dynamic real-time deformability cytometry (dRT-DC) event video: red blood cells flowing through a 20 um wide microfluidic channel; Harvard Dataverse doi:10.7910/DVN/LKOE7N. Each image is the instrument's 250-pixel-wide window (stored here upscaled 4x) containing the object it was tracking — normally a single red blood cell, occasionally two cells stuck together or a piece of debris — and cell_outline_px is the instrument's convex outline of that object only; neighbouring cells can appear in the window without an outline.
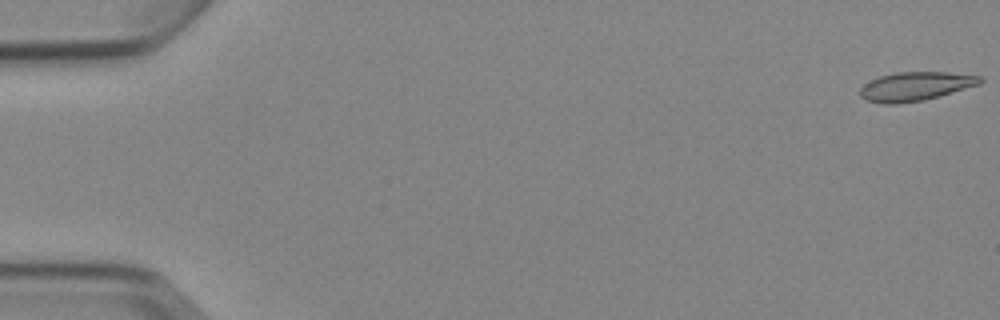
{"species": "Egyptian fruit bat (a non-hibernating species)", "species_latin": "Rousettus aegyptiacus", "temperature_condition": "cold", "stored_images_in_passage": 4, "camera_frame_rate_fps": 3000, "um_per_image_px": 0.085, "animal": {"sex": "female"}, "frame": {"image": 1, "passage_image": 1, "time_ms": 0.0, "image_size_px": [1000, 320], "cell_outline_px": [[984, 80], [980, 84], [940, 96], [924, 100], [892, 104], [884, 104], [864, 100], [860, 96], [860, 88], [864, 84], [880, 76], [896, 72], [948, 72], [980, 76]], "centroid_in_image_um": [77.81, 7.34], "position_along_channel_um": 7.2, "area_um2": 20.17}}